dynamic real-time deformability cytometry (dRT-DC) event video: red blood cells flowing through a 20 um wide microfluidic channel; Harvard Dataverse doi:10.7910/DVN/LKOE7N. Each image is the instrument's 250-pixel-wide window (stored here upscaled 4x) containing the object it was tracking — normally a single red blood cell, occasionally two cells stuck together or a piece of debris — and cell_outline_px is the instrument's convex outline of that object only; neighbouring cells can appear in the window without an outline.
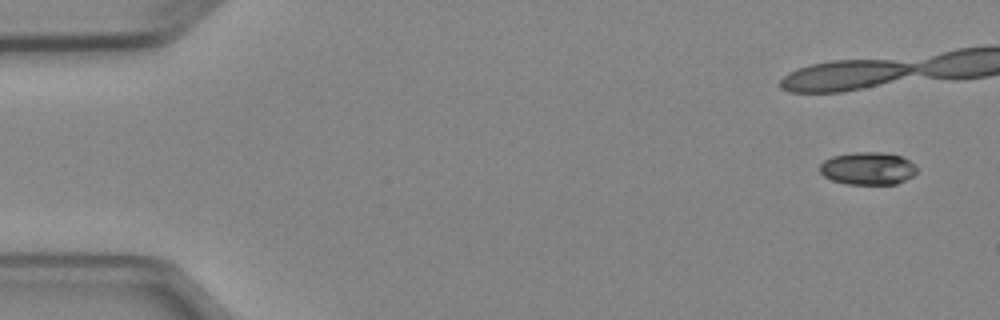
{"species": "Egyptian fruit bat (a non-hibernating species)", "species_latin": "Rousettus aegyptiacus", "temperature_condition": "cold", "stored_images_in_passage": 5, "camera_frame_rate_fps": 3000, "um_per_image_px": 0.085, "animal": {"sex": "female"}, "frame": {"image": 1, "passage_image": 1, "time_ms": 0.0, "image_size_px": [1000, 320], "cell_outline_px": [[916, 172], [912, 176], [896, 184], [848, 184], [832, 180], [824, 176], [820, 172], [820, 164], [824, 160], [832, 156], [852, 152], [884, 152], [900, 156], [908, 160], [916, 168]], "centroid_in_image_um": [73.73, 14.31], "position_along_channel_um": 11.3, "area_um2": 18.38}}